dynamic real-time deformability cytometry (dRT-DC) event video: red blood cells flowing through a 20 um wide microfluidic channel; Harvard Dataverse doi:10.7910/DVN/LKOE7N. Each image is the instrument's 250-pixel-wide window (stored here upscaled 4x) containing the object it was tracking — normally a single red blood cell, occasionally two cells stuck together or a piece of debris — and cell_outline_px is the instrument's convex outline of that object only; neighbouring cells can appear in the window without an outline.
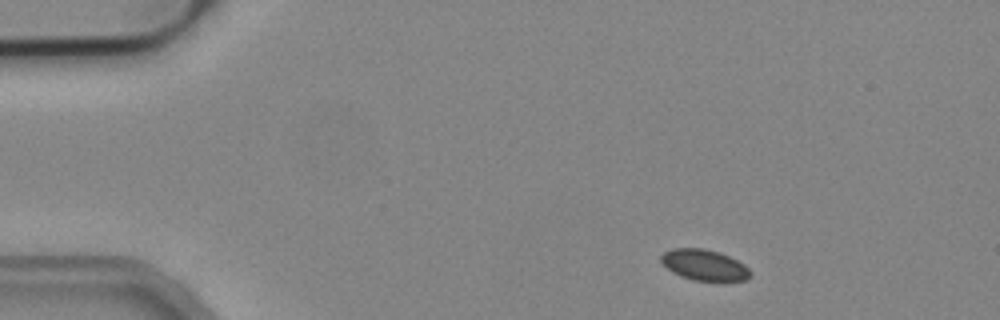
{"species": "common noctule bat (a hibernating species)", "species_latin": "Nyctalus noctula", "temperature_condition": "cold", "stored_images_in_passage": 5, "camera_frame_rate_fps": 3000, "um_per_image_px": 0.085, "animal": {"sex": "male", "body_mass_g": 19.2, "forearm_length_mm": 51.8}, "frame": {"image": 1, "passage_image": 1, "time_ms": 0.0, "image_size_px": [1000, 320], "cell_outline_px": [[752, 276], [748, 280], [720, 284], [692, 280], [680, 276], [672, 272], [660, 260], [660, 256], [664, 252], [672, 248], [704, 248], [720, 252], [744, 264], [752, 272]], "centroid_in_image_um": [59.93, 22.58], "position_along_channel_um": 25.1, "area_um2": 16.88}}
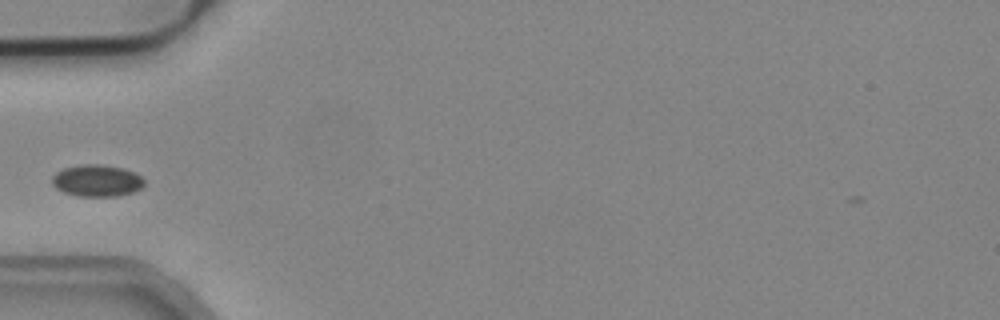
{"frame": {"image": 2, "passage_image": 4, "time_ms": 1.0, "image_size_px": [1000, 320], "cell_outline_px": [[144, 184], [140, 188], [132, 192], [116, 196], [76, 196], [64, 192], [56, 188], [52, 184], [52, 176], [56, 172], [64, 168], [84, 164], [100, 164], [120, 168], [136, 172], [144, 180]], "centroid_in_image_um": [8.22, 15.35], "position_along_channel_um": 76.8, "area_um2": 16.99}}